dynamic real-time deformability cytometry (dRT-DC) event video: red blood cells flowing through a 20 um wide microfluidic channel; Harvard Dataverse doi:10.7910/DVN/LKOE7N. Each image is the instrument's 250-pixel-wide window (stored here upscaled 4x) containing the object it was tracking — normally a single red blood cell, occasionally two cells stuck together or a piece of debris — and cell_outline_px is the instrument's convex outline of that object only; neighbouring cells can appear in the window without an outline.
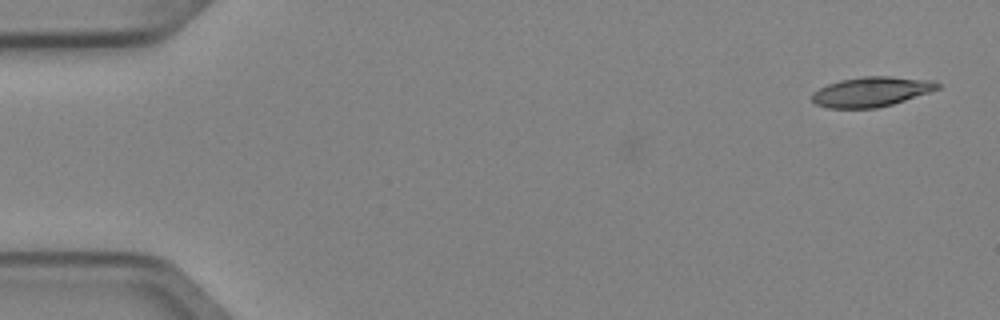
{"species": "Egyptian fruit bat (a non-hibernating species)", "species_latin": "Rousettus aegyptiacus", "temperature_condition": "cold", "stored_images_in_passage": 2, "camera_frame_rate_fps": 3000, "um_per_image_px": 0.085, "animal": {"sex": "female"}, "frame": {"image": 1, "passage_image": 2, "time_ms": 0.333, "image_size_px": [1000, 320], "cell_outline_px": [[940, 88], [892, 104], [876, 108], [828, 108], [816, 104], [812, 100], [812, 92], [828, 84], [840, 80], [864, 76], [888, 76], [936, 80], [940, 84]], "centroid_in_image_um": [74.06, 7.79], "position_along_channel_um": 10.9, "area_um2": 21.73}}